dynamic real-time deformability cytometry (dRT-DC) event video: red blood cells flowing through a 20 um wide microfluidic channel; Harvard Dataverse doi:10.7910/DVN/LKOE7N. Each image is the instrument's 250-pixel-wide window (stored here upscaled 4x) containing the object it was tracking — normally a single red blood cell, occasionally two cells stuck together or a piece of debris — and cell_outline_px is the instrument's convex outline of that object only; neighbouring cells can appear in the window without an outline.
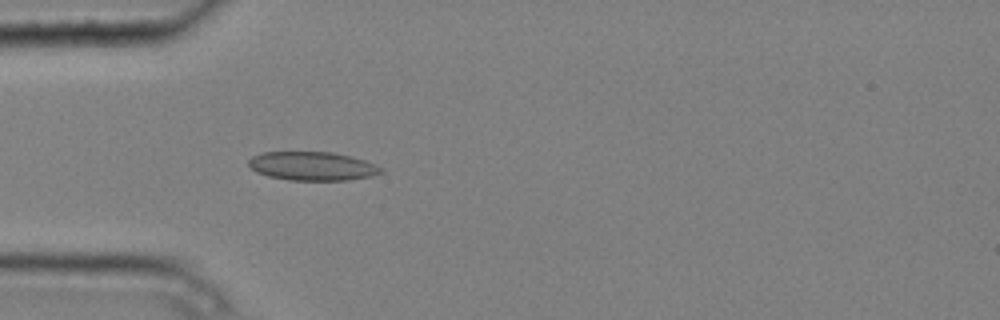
{"species": "common noctule bat (a hibernating species)", "species_latin": "Nyctalus noctula", "temperature_condition": "cold", "stored_images_in_passage": 4, "camera_frame_rate_fps": 3000, "um_per_image_px": 0.085, "animal": {"sex": "male", "body_mass_g": 20.4}, "frame": {"image": 1, "passage_image": 4, "time_ms": 1.0, "image_size_px": [1000, 320], "cell_outline_px": [[384, 172], [372, 176], [348, 180], [288, 180], [268, 176], [256, 172], [248, 164], [248, 160], [252, 156], [260, 152], [332, 152], [352, 156], [364, 160], [384, 168]], "centroid_in_image_um": [26.56, 14.12], "position_along_channel_um": 58.4, "area_um2": 22.31}}